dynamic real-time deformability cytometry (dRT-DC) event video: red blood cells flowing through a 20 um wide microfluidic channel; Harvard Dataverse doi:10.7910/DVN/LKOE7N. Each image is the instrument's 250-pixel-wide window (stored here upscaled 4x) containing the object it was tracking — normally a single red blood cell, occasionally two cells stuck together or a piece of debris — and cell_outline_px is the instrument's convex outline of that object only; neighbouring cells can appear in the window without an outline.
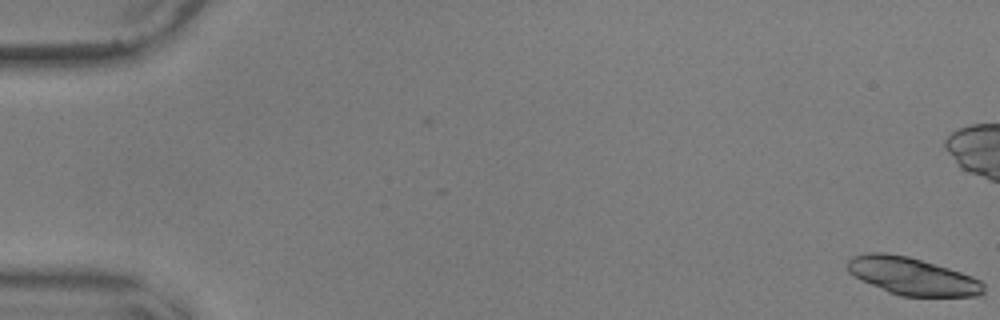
{"species": "common noctule bat (a hibernating species)", "species_latin": "Nyctalus noctula", "temperature_condition": "warm", "stored_images_in_passage": 2, "camera_frame_rate_fps": 3000, "um_per_image_px": 0.085, "animal": {"sex": "male", "body_mass_g": 17.9, "forearm_length_mm": 54.2}, "frame": {"image": 1, "passage_image": 2, "time_ms": 0.333, "image_size_px": [1000, 320], "cell_outline_px": [[984, 292], [980, 296], [900, 296], [888, 292], [848, 272], [848, 260], [852, 256], [868, 252], [888, 252], [908, 256], [948, 268], [972, 276], [980, 280], [984, 284]], "centroid_in_image_um": [77.55, 23.47], "position_along_channel_um": 7.4, "area_um2": 29.54}}